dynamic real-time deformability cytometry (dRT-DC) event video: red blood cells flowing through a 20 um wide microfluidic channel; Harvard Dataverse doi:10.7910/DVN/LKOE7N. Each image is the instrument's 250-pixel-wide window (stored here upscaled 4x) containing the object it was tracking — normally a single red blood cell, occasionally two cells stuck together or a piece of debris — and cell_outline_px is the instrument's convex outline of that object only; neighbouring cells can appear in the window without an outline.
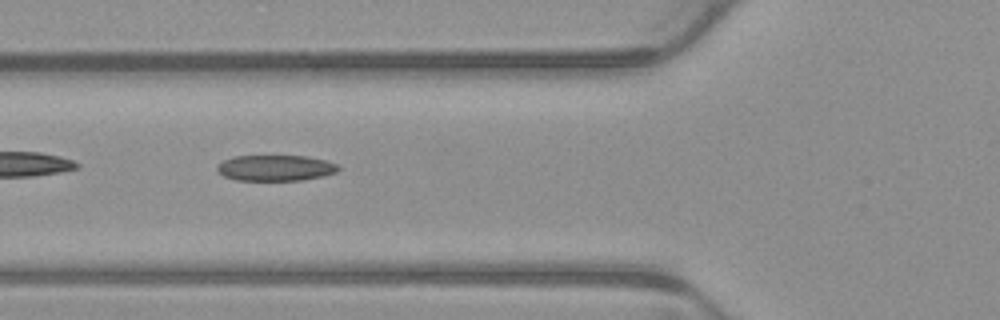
{"species": "common noctule bat (a hibernating species)", "species_latin": "Nyctalus noctula", "temperature_condition": "warm", "stored_images_in_passage": 8, "camera_frame_rate_fps": 3000, "um_per_image_px": 0.085, "animal": {"sex": "male", "body_mass_g": 23.1, "forearm_length_mm": 52.7}, "frame": {"image": 1, "passage_image": 6, "time_ms": 1.667, "image_size_px": [1000, 320], "cell_outline_px": [[340, 168], [336, 172], [324, 176], [300, 180], [236, 180], [224, 176], [216, 168], [216, 164], [232, 156], [308, 156], [340, 164]], "centroid_in_image_um": [23.43, 14.27], "position_along_channel_um": 102.4, "area_um2": 18.32}}
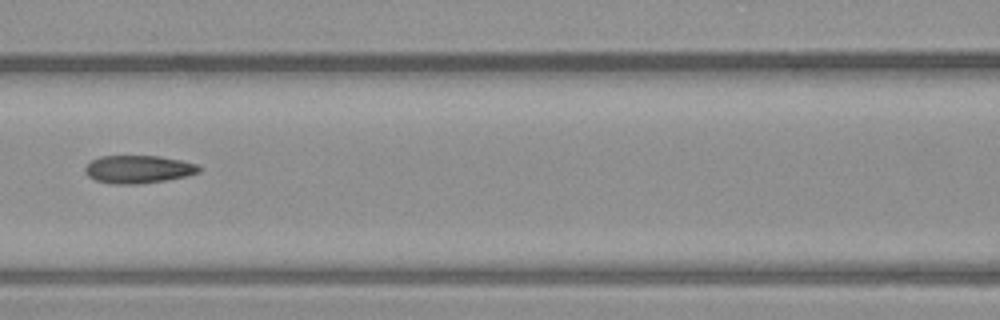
{"frame": {"image": 2, "passage_image": 7, "time_ms": 2.0, "image_size_px": [1000, 320], "cell_outline_px": [[204, 168], [200, 172], [188, 176], [140, 184], [112, 184], [96, 180], [88, 176], [84, 172], [84, 168], [92, 160], [100, 156], [160, 156], [180, 160], [196, 164]], "centroid_in_image_um": [11.78, 14.39], "position_along_channel_um": 154.8, "area_um2": 18.61}}
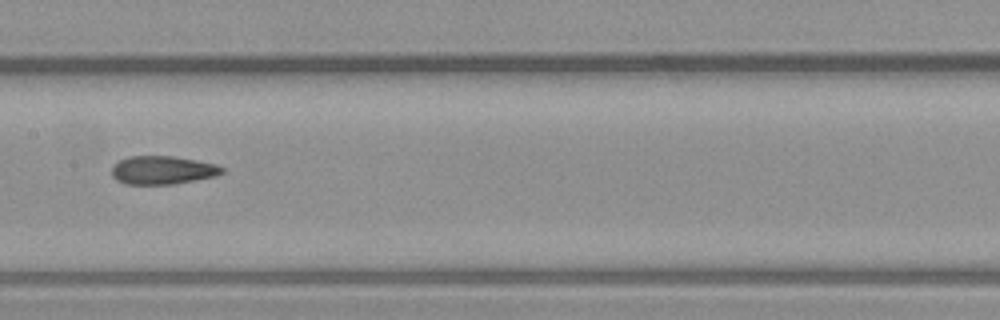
{"frame": {"image": 3, "passage_image": 8, "time_ms": 2.333, "image_size_px": [1000, 320], "cell_outline_px": [[224, 172], [216, 176], [196, 180], [172, 184], [124, 184], [116, 180], [112, 176], [112, 168], [120, 160], [128, 156], [176, 156], [216, 164], [224, 168]], "centroid_in_image_um": [13.83, 14.46], "position_along_channel_um": 193.6, "area_um2": 18.26}}